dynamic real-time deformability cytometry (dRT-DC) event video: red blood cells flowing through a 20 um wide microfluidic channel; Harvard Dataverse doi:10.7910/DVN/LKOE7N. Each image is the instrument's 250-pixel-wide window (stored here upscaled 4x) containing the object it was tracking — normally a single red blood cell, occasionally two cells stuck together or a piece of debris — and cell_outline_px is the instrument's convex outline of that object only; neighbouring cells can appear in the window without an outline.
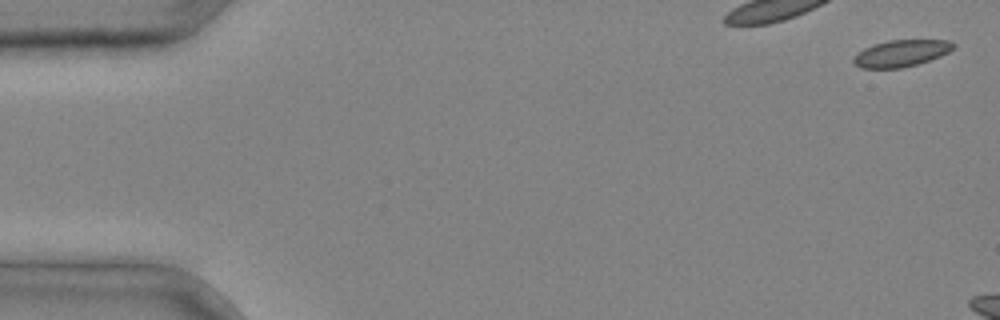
{"species": "common noctule bat (a hibernating species)", "species_latin": "Nyctalus noctula", "temperature_condition": "cold", "stored_images_in_passage": 3, "camera_frame_rate_fps": 3000, "um_per_image_px": 0.085, "animal": {"sex": "male", "body_mass_g": 20.4}, "frame": {"image": 1, "passage_image": 1, "time_ms": 0.0, "image_size_px": [1000, 320], "cell_outline_px": [[956, 44], [948, 52], [940, 56], [916, 64], [900, 68], [860, 68], [852, 60], [864, 48], [872, 44], [888, 40], [952, 40]], "centroid_in_image_um": [76.61, 4.51], "position_along_channel_um": 8.4, "area_um2": 15.37}}